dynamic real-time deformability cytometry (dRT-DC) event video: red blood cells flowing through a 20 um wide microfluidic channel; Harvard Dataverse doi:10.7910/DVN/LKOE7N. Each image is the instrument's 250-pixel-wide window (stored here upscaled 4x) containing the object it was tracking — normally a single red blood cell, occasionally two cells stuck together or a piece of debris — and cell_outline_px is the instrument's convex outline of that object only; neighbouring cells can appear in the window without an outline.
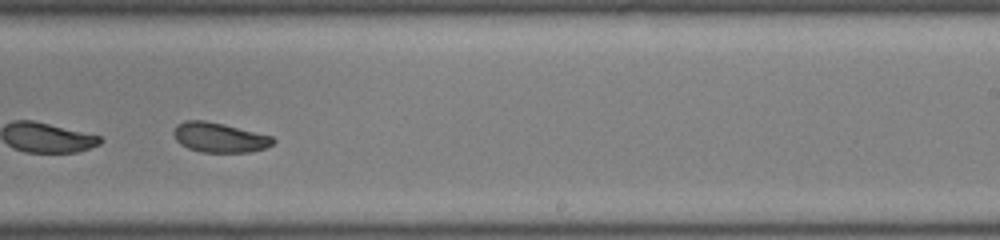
{"species": "common noctule bat (a hibernating species)", "species_latin": "Nyctalus noctula", "temperature_condition": "room temperature", "stored_images_in_passage": 32, "segment_of_instrument_passage": [2, 2], "camera_frame_rate_fps": 3000, "um_per_image_px": 0.085, "animal": {"sex": "male", "body_mass_g": 19.0, "forearm_length_mm": 50.8}, "frame": {"image": 1, "passage_image": 23, "time_ms": 7.333, "image_size_px": [1000, 240], "cell_outline_px": [[276, 140], [272, 144], [264, 148], [248, 152], [200, 152], [188, 148], [180, 144], [176, 140], [172, 132], [176, 124], [184, 120], [204, 120], [224, 124], [272, 136]], "centroid_in_image_um": [18.6, 11.68], "position_along_channel_um": 270.4, "area_um2": 17.28}}